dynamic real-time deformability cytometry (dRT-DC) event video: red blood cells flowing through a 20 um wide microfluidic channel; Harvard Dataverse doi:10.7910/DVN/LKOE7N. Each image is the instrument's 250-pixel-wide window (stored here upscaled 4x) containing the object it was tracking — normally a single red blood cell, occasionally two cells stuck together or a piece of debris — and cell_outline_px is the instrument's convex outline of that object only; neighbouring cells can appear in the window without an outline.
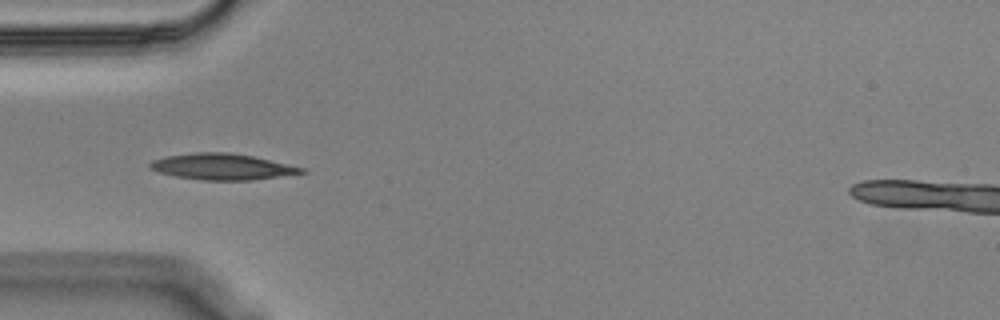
{"species": "Egyptian fruit bat (a non-hibernating species)", "species_latin": "Rousettus aegyptiacus", "temperature_condition": "cold", "stored_images_in_passage": 40, "camera_frame_rate_fps": 3000, "um_per_image_px": 0.085, "animal": {"sex": "male"}, "frame": {"image": 1, "passage_image": 1, "time_ms": 0.0, "image_size_px": [1000, 320], "cell_outline_px": [[308, 172], [252, 180], [204, 180], [176, 176], [156, 172], [148, 168], [148, 164], [152, 160], [168, 156], [196, 152], [228, 152], [252, 156], [304, 168]], "centroid_in_image_um": [18.84, 14.17], "position_along_channel_um": 66.2, "area_um2": 22.89}}
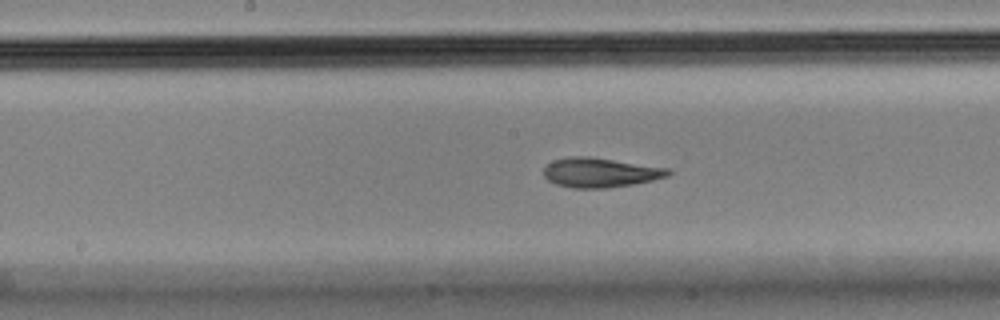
{"frame": {"image": 2, "passage_image": 12, "time_ms": 3.667, "image_size_px": [1000, 320], "cell_outline_px": [[672, 172], [668, 176], [652, 180], [632, 184], [608, 188], [572, 188], [556, 184], [548, 180], [544, 176], [544, 168], [552, 160], [572, 156], [588, 156], [668, 168]], "centroid_in_image_um": [50.99, 14.67], "position_along_channel_um": 197.2, "area_um2": 21.33}}
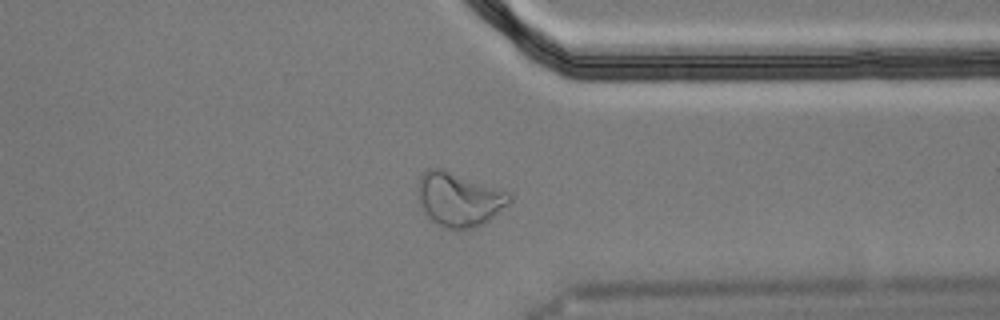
{"frame": {"image": 3, "passage_image": 27, "time_ms": 8.667, "image_size_px": [1000, 320], "cell_outline_px": [[512, 200], [508, 204], [484, 224], [472, 228], [448, 228], [428, 220], [424, 212], [416, 188], [416, 184], [420, 176], [428, 168], [440, 168], [512, 192]], "centroid_in_image_um": [39.02, 16.93], "position_along_channel_um": 372.4, "area_um2": 28.9}, "authors_computed_cell_mechanics": {"area_um2": 21.6172, "velocity_mm_per_s": 3.5605, "shape_relaxation_time_tau1_ms": 7.7699, "shape_relaxation_time_tau2_ms": 2.8231, "deformation_change_tau1": 0.2265, "deformation_change_tau2": 0.0901}}